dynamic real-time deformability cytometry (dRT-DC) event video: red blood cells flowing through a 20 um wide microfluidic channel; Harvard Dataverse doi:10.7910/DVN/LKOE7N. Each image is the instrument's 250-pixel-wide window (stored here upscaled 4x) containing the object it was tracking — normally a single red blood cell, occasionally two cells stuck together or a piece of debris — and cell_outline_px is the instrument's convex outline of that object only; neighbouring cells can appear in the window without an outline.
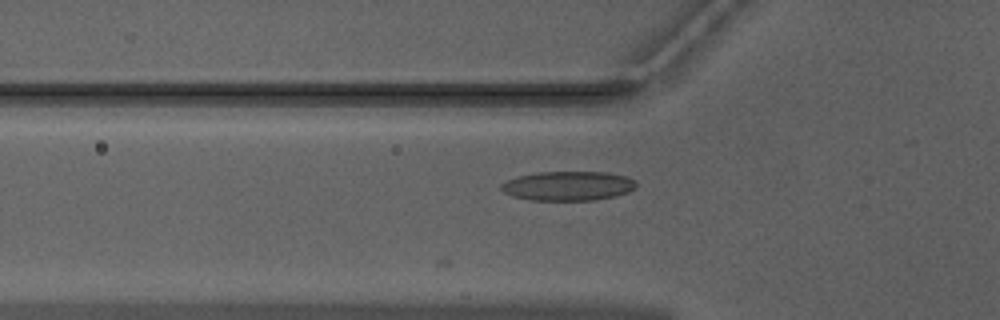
{"species": "Egyptian fruit bat (a non-hibernating species)", "species_latin": "Rousettus aegyptiacus", "temperature_condition": "warm", "stored_images_in_passage": 2, "camera_frame_rate_fps": 3000, "um_per_image_px": 0.085, "animal": {"sex": "male"}, "frame": {"image": 1, "passage_image": 2, "time_ms": 0.333, "image_size_px": [1000, 320], "cell_outline_px": [[636, 188], [628, 192], [616, 196], [592, 200], [532, 200], [512, 196], [504, 192], [500, 188], [500, 184], [516, 176], [536, 172], [608, 172], [628, 176], [636, 180]], "centroid_in_image_um": [48.31, 15.79], "position_along_channel_um": 77.5, "area_um2": 23.29}}